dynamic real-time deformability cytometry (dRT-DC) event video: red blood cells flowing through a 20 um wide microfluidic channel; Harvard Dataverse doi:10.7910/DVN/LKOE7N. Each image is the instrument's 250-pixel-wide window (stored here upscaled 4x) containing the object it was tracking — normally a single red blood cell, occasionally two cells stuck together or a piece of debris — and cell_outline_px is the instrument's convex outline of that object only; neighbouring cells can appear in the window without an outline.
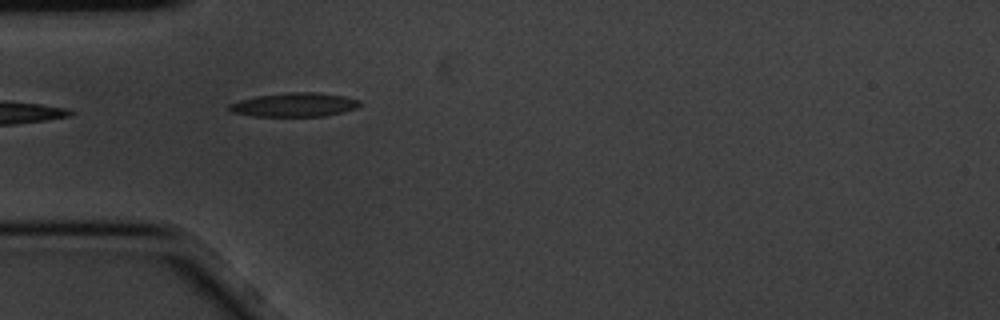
{"species": "common noctule bat (a hibernating species)", "species_latin": "Nyctalus noctula", "temperature_condition": "cold", "stored_images_in_passage": 5, "camera_frame_rate_fps": 3000, "um_per_image_px": 0.085, "animal": {"sex": "male", "body_mass_g": 20.1, "forearm_length_mm": 53.5}, "frame": {"image": 1, "passage_image": 3, "time_ms": 0.667, "image_size_px": [1000, 320], "cell_outline_px": [[360, 104], [356, 108], [324, 116], [252, 116], [232, 112], [228, 108], [228, 104], [240, 100], [256, 96], [288, 92], [316, 92], [344, 96], [360, 100]], "centroid_in_image_um": [25.0, 8.9], "position_along_channel_um": 60.0, "area_um2": 18.09}}
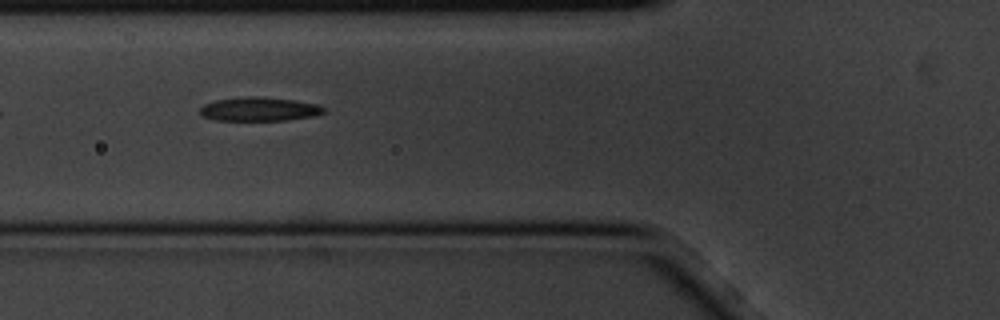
{"frame": {"image": 2, "passage_image": 4, "time_ms": 1.0, "image_size_px": [1000, 320], "cell_outline_px": [[324, 112], [312, 116], [288, 120], [216, 120], [204, 116], [200, 112], [200, 108], [204, 104], [216, 100], [248, 96], [260, 96], [296, 100], [320, 104], [324, 108]], "centroid_in_image_um": [22.07, 9.26], "position_along_channel_um": 103.7, "area_um2": 17.17}}
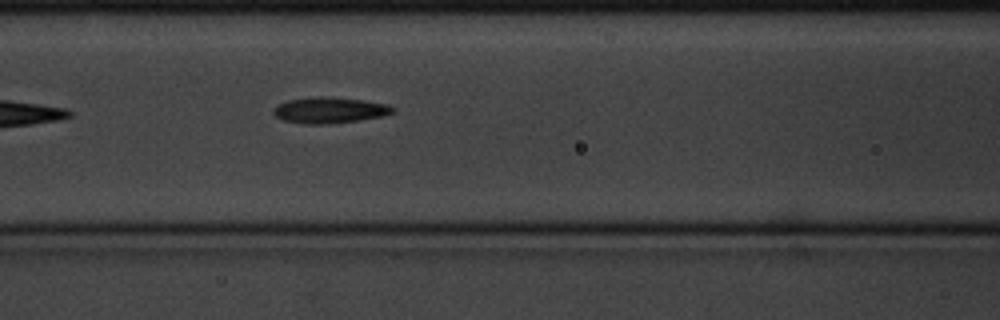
{"frame": {"image": 3, "passage_image": 5, "time_ms": 1.333, "image_size_px": [1000, 320], "cell_outline_px": [[396, 108], [392, 112], [384, 116], [360, 120], [320, 124], [308, 124], [284, 120], [276, 116], [272, 112], [280, 104], [288, 100], [320, 96], [360, 100], [388, 104]], "centroid_in_image_um": [28.05, 9.37], "position_along_channel_um": 138.5, "area_um2": 17.63}}